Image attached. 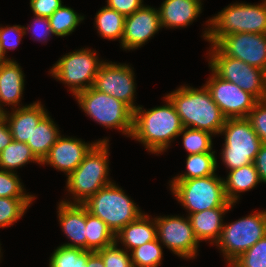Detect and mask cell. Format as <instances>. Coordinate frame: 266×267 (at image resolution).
<instances>
[{
    "label": "cell",
    "instance_id": "6da1fadb",
    "mask_svg": "<svg viewBox=\"0 0 266 267\" xmlns=\"http://www.w3.org/2000/svg\"><path fill=\"white\" fill-rule=\"evenodd\" d=\"M164 105L134 110L133 130L130 138L140 142L152 154H162L179 137L184 128L171 100L165 95Z\"/></svg>",
    "mask_w": 266,
    "mask_h": 267
},
{
    "label": "cell",
    "instance_id": "7a4b0ae2",
    "mask_svg": "<svg viewBox=\"0 0 266 267\" xmlns=\"http://www.w3.org/2000/svg\"><path fill=\"white\" fill-rule=\"evenodd\" d=\"M166 96L173 103L184 127L219 135L226 118L205 84L200 89L184 84Z\"/></svg>",
    "mask_w": 266,
    "mask_h": 267
},
{
    "label": "cell",
    "instance_id": "3957f363",
    "mask_svg": "<svg viewBox=\"0 0 266 267\" xmlns=\"http://www.w3.org/2000/svg\"><path fill=\"white\" fill-rule=\"evenodd\" d=\"M203 39L215 45L232 33L266 34V0L262 3H233L206 21Z\"/></svg>",
    "mask_w": 266,
    "mask_h": 267
},
{
    "label": "cell",
    "instance_id": "277c9868",
    "mask_svg": "<svg viewBox=\"0 0 266 267\" xmlns=\"http://www.w3.org/2000/svg\"><path fill=\"white\" fill-rule=\"evenodd\" d=\"M109 142H98L80 165L67 177L66 189L70 198L66 203L83 204L101 188L111 184L109 178ZM72 198V200H70Z\"/></svg>",
    "mask_w": 266,
    "mask_h": 267
},
{
    "label": "cell",
    "instance_id": "5b68a950",
    "mask_svg": "<svg viewBox=\"0 0 266 267\" xmlns=\"http://www.w3.org/2000/svg\"><path fill=\"white\" fill-rule=\"evenodd\" d=\"M83 205L90 214L105 222L115 235L144 213L115 182L101 188Z\"/></svg>",
    "mask_w": 266,
    "mask_h": 267
},
{
    "label": "cell",
    "instance_id": "8992f818",
    "mask_svg": "<svg viewBox=\"0 0 266 267\" xmlns=\"http://www.w3.org/2000/svg\"><path fill=\"white\" fill-rule=\"evenodd\" d=\"M169 188L189 214L211 208L231 207L225 195L224 178L216 174L203 178L171 180Z\"/></svg>",
    "mask_w": 266,
    "mask_h": 267
},
{
    "label": "cell",
    "instance_id": "52a82bcc",
    "mask_svg": "<svg viewBox=\"0 0 266 267\" xmlns=\"http://www.w3.org/2000/svg\"><path fill=\"white\" fill-rule=\"evenodd\" d=\"M74 97L84 113L96 123L108 129H118L124 136L131 137L134 111L128 105L93 87Z\"/></svg>",
    "mask_w": 266,
    "mask_h": 267
},
{
    "label": "cell",
    "instance_id": "ba28073f",
    "mask_svg": "<svg viewBox=\"0 0 266 267\" xmlns=\"http://www.w3.org/2000/svg\"><path fill=\"white\" fill-rule=\"evenodd\" d=\"M219 135L224 136L220 154L228 171L253 163L263 144L246 117L226 119Z\"/></svg>",
    "mask_w": 266,
    "mask_h": 267
},
{
    "label": "cell",
    "instance_id": "9c48e42d",
    "mask_svg": "<svg viewBox=\"0 0 266 267\" xmlns=\"http://www.w3.org/2000/svg\"><path fill=\"white\" fill-rule=\"evenodd\" d=\"M211 47V48H210ZM207 52L209 68L223 80L238 85L258 101L266 99V72L225 55L216 45Z\"/></svg>",
    "mask_w": 266,
    "mask_h": 267
},
{
    "label": "cell",
    "instance_id": "30bf717a",
    "mask_svg": "<svg viewBox=\"0 0 266 267\" xmlns=\"http://www.w3.org/2000/svg\"><path fill=\"white\" fill-rule=\"evenodd\" d=\"M88 47L63 55L53 64L49 73L69 88L73 96L93 86L95 76L104 60Z\"/></svg>",
    "mask_w": 266,
    "mask_h": 267
},
{
    "label": "cell",
    "instance_id": "8fae6325",
    "mask_svg": "<svg viewBox=\"0 0 266 267\" xmlns=\"http://www.w3.org/2000/svg\"><path fill=\"white\" fill-rule=\"evenodd\" d=\"M266 235V209L224 223L216 247L221 251L229 266L235 259Z\"/></svg>",
    "mask_w": 266,
    "mask_h": 267
},
{
    "label": "cell",
    "instance_id": "7c38bea8",
    "mask_svg": "<svg viewBox=\"0 0 266 267\" xmlns=\"http://www.w3.org/2000/svg\"><path fill=\"white\" fill-rule=\"evenodd\" d=\"M157 239L167 249L182 259H195L200 246L189 217L162 215L154 217Z\"/></svg>",
    "mask_w": 266,
    "mask_h": 267
},
{
    "label": "cell",
    "instance_id": "4fadbf2b",
    "mask_svg": "<svg viewBox=\"0 0 266 267\" xmlns=\"http://www.w3.org/2000/svg\"><path fill=\"white\" fill-rule=\"evenodd\" d=\"M99 92L115 97L128 105L133 111L135 104L136 82L131 65L106 60L100 66L92 86Z\"/></svg>",
    "mask_w": 266,
    "mask_h": 267
},
{
    "label": "cell",
    "instance_id": "5bb4252c",
    "mask_svg": "<svg viewBox=\"0 0 266 267\" xmlns=\"http://www.w3.org/2000/svg\"><path fill=\"white\" fill-rule=\"evenodd\" d=\"M210 71L212 74L206 81L205 86L223 116L226 119L247 117L258 100L252 94L242 90L238 85L223 80L211 69Z\"/></svg>",
    "mask_w": 266,
    "mask_h": 267
},
{
    "label": "cell",
    "instance_id": "9a60e30c",
    "mask_svg": "<svg viewBox=\"0 0 266 267\" xmlns=\"http://www.w3.org/2000/svg\"><path fill=\"white\" fill-rule=\"evenodd\" d=\"M225 55L266 72V34L232 33L215 44Z\"/></svg>",
    "mask_w": 266,
    "mask_h": 267
},
{
    "label": "cell",
    "instance_id": "2e32d148",
    "mask_svg": "<svg viewBox=\"0 0 266 267\" xmlns=\"http://www.w3.org/2000/svg\"><path fill=\"white\" fill-rule=\"evenodd\" d=\"M98 142H110L109 138L95 140L87 143L76 137L60 135L56 143L50 148L48 155L41 165H50L58 171L64 172L68 177L83 161L85 156Z\"/></svg>",
    "mask_w": 266,
    "mask_h": 267
},
{
    "label": "cell",
    "instance_id": "e0dca14e",
    "mask_svg": "<svg viewBox=\"0 0 266 267\" xmlns=\"http://www.w3.org/2000/svg\"><path fill=\"white\" fill-rule=\"evenodd\" d=\"M161 29L158 8L144 5L132 15L125 17L124 34L120 47L125 51L141 48Z\"/></svg>",
    "mask_w": 266,
    "mask_h": 267
},
{
    "label": "cell",
    "instance_id": "ac0fdd59",
    "mask_svg": "<svg viewBox=\"0 0 266 267\" xmlns=\"http://www.w3.org/2000/svg\"><path fill=\"white\" fill-rule=\"evenodd\" d=\"M57 218L68 243L67 247L86 250V208L83 204L60 201L57 206Z\"/></svg>",
    "mask_w": 266,
    "mask_h": 267
},
{
    "label": "cell",
    "instance_id": "d6986e66",
    "mask_svg": "<svg viewBox=\"0 0 266 267\" xmlns=\"http://www.w3.org/2000/svg\"><path fill=\"white\" fill-rule=\"evenodd\" d=\"M48 113L41 101H36L25 107L11 109V112L6 108L3 116L10 128L13 140L27 143L33 130Z\"/></svg>",
    "mask_w": 266,
    "mask_h": 267
},
{
    "label": "cell",
    "instance_id": "ffe728a7",
    "mask_svg": "<svg viewBox=\"0 0 266 267\" xmlns=\"http://www.w3.org/2000/svg\"><path fill=\"white\" fill-rule=\"evenodd\" d=\"M25 75L19 63L9 59L0 67V109L5 112V105L11 109L27 106L20 102L23 98Z\"/></svg>",
    "mask_w": 266,
    "mask_h": 267
},
{
    "label": "cell",
    "instance_id": "44dd1931",
    "mask_svg": "<svg viewBox=\"0 0 266 267\" xmlns=\"http://www.w3.org/2000/svg\"><path fill=\"white\" fill-rule=\"evenodd\" d=\"M202 0H164L158 8L161 28H185L202 13Z\"/></svg>",
    "mask_w": 266,
    "mask_h": 267
},
{
    "label": "cell",
    "instance_id": "7402d4cb",
    "mask_svg": "<svg viewBox=\"0 0 266 267\" xmlns=\"http://www.w3.org/2000/svg\"><path fill=\"white\" fill-rule=\"evenodd\" d=\"M233 207L234 204L231 207L211 208L187 215L199 243L204 240L205 242H210V245L217 243L223 229V218H225V214L231 208L233 209Z\"/></svg>",
    "mask_w": 266,
    "mask_h": 267
},
{
    "label": "cell",
    "instance_id": "603a6c76",
    "mask_svg": "<svg viewBox=\"0 0 266 267\" xmlns=\"http://www.w3.org/2000/svg\"><path fill=\"white\" fill-rule=\"evenodd\" d=\"M156 239L157 227L155 219L147 213H143L137 220L127 224L115 235V242L123 244L124 249L129 252Z\"/></svg>",
    "mask_w": 266,
    "mask_h": 267
},
{
    "label": "cell",
    "instance_id": "cb8c5ba5",
    "mask_svg": "<svg viewBox=\"0 0 266 267\" xmlns=\"http://www.w3.org/2000/svg\"><path fill=\"white\" fill-rule=\"evenodd\" d=\"M259 183L262 182L254 163L230 170L226 179L224 178L226 198L235 205L240 200V193L254 189Z\"/></svg>",
    "mask_w": 266,
    "mask_h": 267
},
{
    "label": "cell",
    "instance_id": "d4e9b609",
    "mask_svg": "<svg viewBox=\"0 0 266 267\" xmlns=\"http://www.w3.org/2000/svg\"><path fill=\"white\" fill-rule=\"evenodd\" d=\"M60 135L59 127L48 113L33 130L31 138H29L26 144L42 162Z\"/></svg>",
    "mask_w": 266,
    "mask_h": 267
},
{
    "label": "cell",
    "instance_id": "484cf974",
    "mask_svg": "<svg viewBox=\"0 0 266 267\" xmlns=\"http://www.w3.org/2000/svg\"><path fill=\"white\" fill-rule=\"evenodd\" d=\"M97 33L107 40H119L120 45L124 34L125 16L107 6L98 10L95 17Z\"/></svg>",
    "mask_w": 266,
    "mask_h": 267
},
{
    "label": "cell",
    "instance_id": "4316f807",
    "mask_svg": "<svg viewBox=\"0 0 266 267\" xmlns=\"http://www.w3.org/2000/svg\"><path fill=\"white\" fill-rule=\"evenodd\" d=\"M30 162L41 164V161L26 143L13 140L0 153V169L2 170L17 173V169Z\"/></svg>",
    "mask_w": 266,
    "mask_h": 267
},
{
    "label": "cell",
    "instance_id": "83f0119b",
    "mask_svg": "<svg viewBox=\"0 0 266 267\" xmlns=\"http://www.w3.org/2000/svg\"><path fill=\"white\" fill-rule=\"evenodd\" d=\"M86 250L97 252L115 242V234L100 218L86 209Z\"/></svg>",
    "mask_w": 266,
    "mask_h": 267
},
{
    "label": "cell",
    "instance_id": "f1b7e54d",
    "mask_svg": "<svg viewBox=\"0 0 266 267\" xmlns=\"http://www.w3.org/2000/svg\"><path fill=\"white\" fill-rule=\"evenodd\" d=\"M215 153H199L187 155L186 171L173 177L172 180L203 178L216 174L218 168Z\"/></svg>",
    "mask_w": 266,
    "mask_h": 267
},
{
    "label": "cell",
    "instance_id": "f546056e",
    "mask_svg": "<svg viewBox=\"0 0 266 267\" xmlns=\"http://www.w3.org/2000/svg\"><path fill=\"white\" fill-rule=\"evenodd\" d=\"M48 19L54 35L65 37L72 34L85 17L77 13L73 8L62 5Z\"/></svg>",
    "mask_w": 266,
    "mask_h": 267
},
{
    "label": "cell",
    "instance_id": "4dcf8cb0",
    "mask_svg": "<svg viewBox=\"0 0 266 267\" xmlns=\"http://www.w3.org/2000/svg\"><path fill=\"white\" fill-rule=\"evenodd\" d=\"M182 135L183 148L188 155L199 153H216L213 150V141L211 133L204 130H196L184 127L179 134Z\"/></svg>",
    "mask_w": 266,
    "mask_h": 267
},
{
    "label": "cell",
    "instance_id": "1f68e13d",
    "mask_svg": "<svg viewBox=\"0 0 266 267\" xmlns=\"http://www.w3.org/2000/svg\"><path fill=\"white\" fill-rule=\"evenodd\" d=\"M162 246L156 239L133 249L130 252L133 267L160 266L164 259Z\"/></svg>",
    "mask_w": 266,
    "mask_h": 267
},
{
    "label": "cell",
    "instance_id": "d6a6232c",
    "mask_svg": "<svg viewBox=\"0 0 266 267\" xmlns=\"http://www.w3.org/2000/svg\"><path fill=\"white\" fill-rule=\"evenodd\" d=\"M33 201L0 197V228L10 227L21 219Z\"/></svg>",
    "mask_w": 266,
    "mask_h": 267
},
{
    "label": "cell",
    "instance_id": "836d02e7",
    "mask_svg": "<svg viewBox=\"0 0 266 267\" xmlns=\"http://www.w3.org/2000/svg\"><path fill=\"white\" fill-rule=\"evenodd\" d=\"M19 175L0 169V197L15 199H36L34 195L26 194Z\"/></svg>",
    "mask_w": 266,
    "mask_h": 267
},
{
    "label": "cell",
    "instance_id": "e575fe53",
    "mask_svg": "<svg viewBox=\"0 0 266 267\" xmlns=\"http://www.w3.org/2000/svg\"><path fill=\"white\" fill-rule=\"evenodd\" d=\"M229 267H266V235L235 259Z\"/></svg>",
    "mask_w": 266,
    "mask_h": 267
},
{
    "label": "cell",
    "instance_id": "d590c367",
    "mask_svg": "<svg viewBox=\"0 0 266 267\" xmlns=\"http://www.w3.org/2000/svg\"><path fill=\"white\" fill-rule=\"evenodd\" d=\"M103 260L105 267H133L131 254L114 242L96 252Z\"/></svg>",
    "mask_w": 266,
    "mask_h": 267
},
{
    "label": "cell",
    "instance_id": "8d00e7d4",
    "mask_svg": "<svg viewBox=\"0 0 266 267\" xmlns=\"http://www.w3.org/2000/svg\"><path fill=\"white\" fill-rule=\"evenodd\" d=\"M84 250L81 248L67 247L59 245L51 253L49 267H80V254Z\"/></svg>",
    "mask_w": 266,
    "mask_h": 267
},
{
    "label": "cell",
    "instance_id": "74e56055",
    "mask_svg": "<svg viewBox=\"0 0 266 267\" xmlns=\"http://www.w3.org/2000/svg\"><path fill=\"white\" fill-rule=\"evenodd\" d=\"M246 118L262 143L266 144V99L258 101Z\"/></svg>",
    "mask_w": 266,
    "mask_h": 267
},
{
    "label": "cell",
    "instance_id": "f35d334b",
    "mask_svg": "<svg viewBox=\"0 0 266 267\" xmlns=\"http://www.w3.org/2000/svg\"><path fill=\"white\" fill-rule=\"evenodd\" d=\"M24 35V28L21 25H0V44L5 56L7 50H15L18 47Z\"/></svg>",
    "mask_w": 266,
    "mask_h": 267
},
{
    "label": "cell",
    "instance_id": "ab89813d",
    "mask_svg": "<svg viewBox=\"0 0 266 267\" xmlns=\"http://www.w3.org/2000/svg\"><path fill=\"white\" fill-rule=\"evenodd\" d=\"M33 21L28 26H23L25 35L28 32H31L32 38L34 41L46 43L52 35H54L53 31L51 30L50 21L47 17H40L33 15Z\"/></svg>",
    "mask_w": 266,
    "mask_h": 267
},
{
    "label": "cell",
    "instance_id": "60d3db41",
    "mask_svg": "<svg viewBox=\"0 0 266 267\" xmlns=\"http://www.w3.org/2000/svg\"><path fill=\"white\" fill-rule=\"evenodd\" d=\"M62 5V0H30L33 14L40 17L49 18Z\"/></svg>",
    "mask_w": 266,
    "mask_h": 267
},
{
    "label": "cell",
    "instance_id": "b9f144b4",
    "mask_svg": "<svg viewBox=\"0 0 266 267\" xmlns=\"http://www.w3.org/2000/svg\"><path fill=\"white\" fill-rule=\"evenodd\" d=\"M106 2L107 7L116 10L125 17L132 15L145 5L143 0H107Z\"/></svg>",
    "mask_w": 266,
    "mask_h": 267
},
{
    "label": "cell",
    "instance_id": "7bdbcfd3",
    "mask_svg": "<svg viewBox=\"0 0 266 267\" xmlns=\"http://www.w3.org/2000/svg\"><path fill=\"white\" fill-rule=\"evenodd\" d=\"M80 267H105V265L96 252L84 250L80 254Z\"/></svg>",
    "mask_w": 266,
    "mask_h": 267
},
{
    "label": "cell",
    "instance_id": "ee69618b",
    "mask_svg": "<svg viewBox=\"0 0 266 267\" xmlns=\"http://www.w3.org/2000/svg\"><path fill=\"white\" fill-rule=\"evenodd\" d=\"M261 182L266 184V144H262L254 160Z\"/></svg>",
    "mask_w": 266,
    "mask_h": 267
},
{
    "label": "cell",
    "instance_id": "f6af8a7d",
    "mask_svg": "<svg viewBox=\"0 0 266 267\" xmlns=\"http://www.w3.org/2000/svg\"><path fill=\"white\" fill-rule=\"evenodd\" d=\"M13 141L10 128L4 118L0 119V153Z\"/></svg>",
    "mask_w": 266,
    "mask_h": 267
},
{
    "label": "cell",
    "instance_id": "bcb514c9",
    "mask_svg": "<svg viewBox=\"0 0 266 267\" xmlns=\"http://www.w3.org/2000/svg\"><path fill=\"white\" fill-rule=\"evenodd\" d=\"M11 58H8L7 56H5L2 46L0 44V67Z\"/></svg>",
    "mask_w": 266,
    "mask_h": 267
},
{
    "label": "cell",
    "instance_id": "7dc6e473",
    "mask_svg": "<svg viewBox=\"0 0 266 267\" xmlns=\"http://www.w3.org/2000/svg\"><path fill=\"white\" fill-rule=\"evenodd\" d=\"M3 111L0 109V119L3 117Z\"/></svg>",
    "mask_w": 266,
    "mask_h": 267
},
{
    "label": "cell",
    "instance_id": "c3c4849f",
    "mask_svg": "<svg viewBox=\"0 0 266 267\" xmlns=\"http://www.w3.org/2000/svg\"><path fill=\"white\" fill-rule=\"evenodd\" d=\"M0 245H2V244L0 243ZM1 250H2V249H1V246H0V261H1V257H2V255H3L2 252H1Z\"/></svg>",
    "mask_w": 266,
    "mask_h": 267
}]
</instances>
